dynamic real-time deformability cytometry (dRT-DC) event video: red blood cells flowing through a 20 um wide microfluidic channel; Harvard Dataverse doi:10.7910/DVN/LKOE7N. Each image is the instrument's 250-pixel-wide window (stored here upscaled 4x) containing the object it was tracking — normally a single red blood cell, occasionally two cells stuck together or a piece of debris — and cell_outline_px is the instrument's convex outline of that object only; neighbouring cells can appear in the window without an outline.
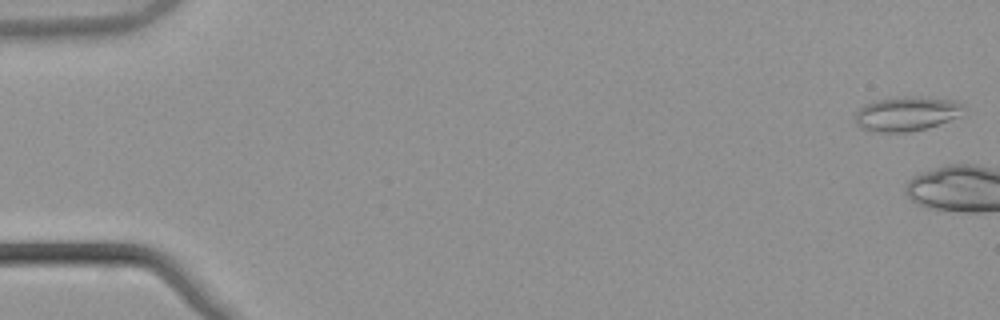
{"species": "common noctule bat (a hibernating species)", "species_latin": "Nyctalus noctula", "temperature_condition": "warm", "stored_images_in_passage": 4, "camera_frame_rate_fps": 3000, "um_per_image_px": 0.085, "animal": {"sex": "male", "body_mass_g": 21.5, "forearm_length_mm": 52.0}, "frame": {"image": 1, "passage_image": 1, "time_ms": 0.0, "image_size_px": [1000, 320], "cell_outline_px": [[964, 116], [928, 128], [908, 132], [868, 132], [860, 128], [856, 124], [856, 112], [860, 108], [868, 104], [880, 100], [956, 100], [964, 104]], "centroid_in_image_um": [77.11, 9.76], "position_along_channel_um": 7.9, "area_um2": 20.87}}